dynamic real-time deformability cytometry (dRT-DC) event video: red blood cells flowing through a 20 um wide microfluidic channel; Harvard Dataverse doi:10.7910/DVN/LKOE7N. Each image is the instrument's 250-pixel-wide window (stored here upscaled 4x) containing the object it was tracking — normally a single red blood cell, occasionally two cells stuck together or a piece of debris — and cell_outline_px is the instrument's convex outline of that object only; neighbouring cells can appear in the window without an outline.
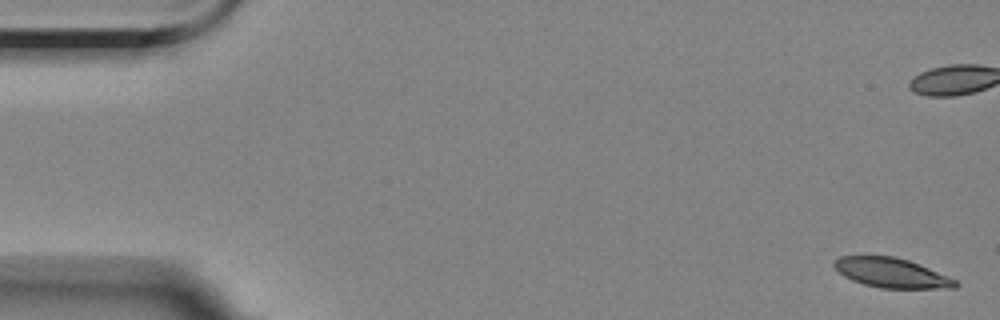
{"species": "Egyptian fruit bat (a non-hibernating species)", "species_latin": "Rousettus aegyptiacus", "temperature_condition": "room temperature", "stored_images_in_passage": 16, "camera_frame_rate_fps": 3000, "um_per_image_px": 0.085, "animal": {"sex": "female"}, "frame": {"image": 1, "passage_image": 1, "time_ms": 0.0, "image_size_px": [1000, 320], "cell_outline_px": [[960, 284], [956, 288], [880, 288], [864, 284], [852, 280], [844, 276], [832, 264], [840, 256], [892, 256], [908, 260], [928, 268], [956, 280]], "centroid_in_image_um": [75.78, 23.2], "position_along_channel_um": 9.2, "area_um2": 20.63}, "authors_computed_cell_mechanics": {"area_um2": 22.542, "velocity_mm_per_s": 3.4872, "shape_relaxation_time_tau1_ms": 8.3118, "shape_relaxation_time_tau2_ms": null, "deformation_change_tau1": 0.1222, "deformation_change_tau2": null}}